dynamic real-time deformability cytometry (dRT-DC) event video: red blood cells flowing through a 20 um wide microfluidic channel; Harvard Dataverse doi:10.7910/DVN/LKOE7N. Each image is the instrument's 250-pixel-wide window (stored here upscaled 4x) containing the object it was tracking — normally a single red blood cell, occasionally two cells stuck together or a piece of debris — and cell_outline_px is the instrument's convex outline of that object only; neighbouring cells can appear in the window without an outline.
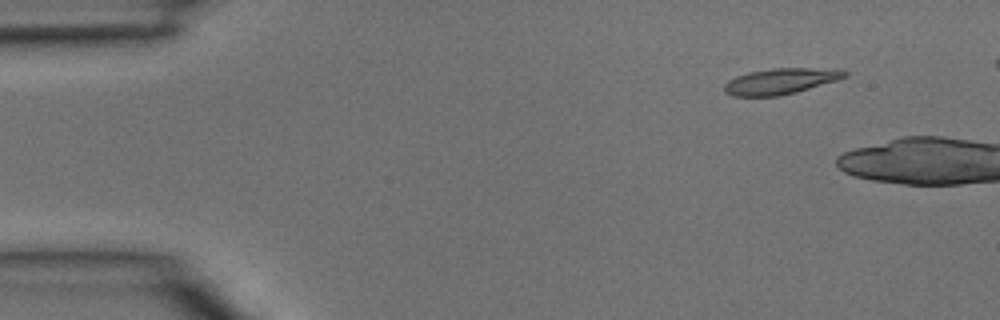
{"species": "common noctule bat (a hibernating species)", "species_latin": "Nyctalus noctula", "temperature_condition": "room temperature", "stored_images_in_passage": 3, "camera_frame_rate_fps": 3000, "um_per_image_px": 0.085, "animal": {"sex": "male", "body_mass_g": 15.6}, "frame": {"image": 1, "passage_image": 1, "time_ms": 0.0, "image_size_px": [1000, 320], "cell_outline_px": [[848, 76], [836, 80], [796, 92], [780, 96], [732, 96], [724, 92], [724, 84], [728, 80], [736, 76], [748, 72], [772, 68], [840, 68], [848, 72]], "centroid_in_image_um": [66.36, 6.89], "position_along_channel_um": 18.6, "area_um2": 18.32}}